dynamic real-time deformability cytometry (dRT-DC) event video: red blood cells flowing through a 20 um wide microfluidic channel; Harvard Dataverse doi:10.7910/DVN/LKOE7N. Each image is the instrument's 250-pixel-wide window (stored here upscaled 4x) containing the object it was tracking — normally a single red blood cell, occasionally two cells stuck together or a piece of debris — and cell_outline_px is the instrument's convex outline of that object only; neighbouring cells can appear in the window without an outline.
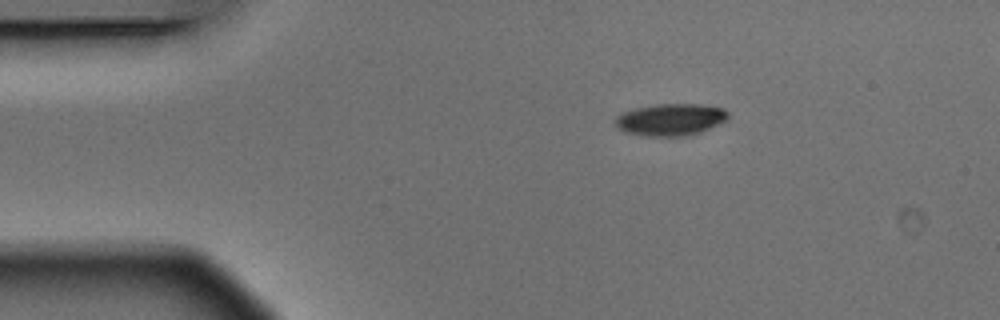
{"species": "Egyptian fruit bat (a non-hibernating species)", "species_latin": "Rousettus aegyptiacus", "temperature_condition": "warm", "stored_images_in_passage": 6, "camera_frame_rate_fps": 3000, "um_per_image_px": 0.085, "animal": {"sex": "male"}, "frame": {"image": 1, "passage_image": 1, "time_ms": 0.0, "image_size_px": [1000, 320], "cell_outline_px": [[728, 120], [700, 132], [684, 136], [648, 136], [628, 132], [616, 128], [616, 116], [624, 112], [636, 108], [656, 104], [700, 104], [724, 108], [728, 112]], "centroid_in_image_um": [57.03, 10.16], "position_along_channel_um": 28.0, "area_um2": 20.92}}
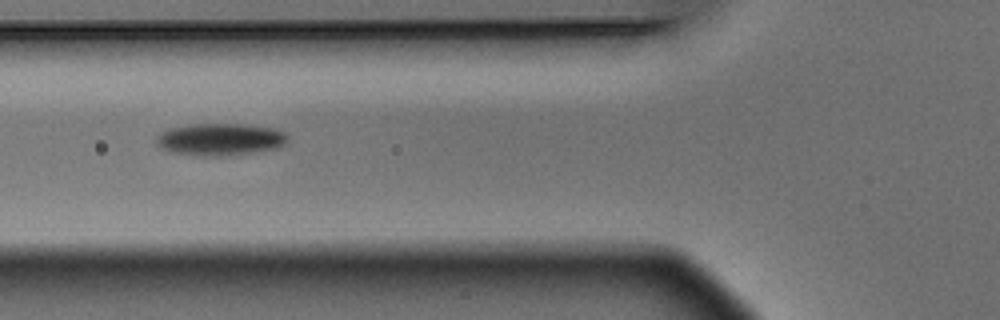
{"frame": {"image": 2, "passage_image": 4, "time_ms": 1.0, "image_size_px": [1000, 320], "cell_outline_px": [[288, 140], [280, 148], [256, 152], [228, 156], [204, 156], [168, 152], [156, 144], [156, 136], [160, 132], [168, 128], [188, 124], [244, 124], [276, 128], [284, 132], [288, 136]], "centroid_in_image_um": [18.72, 11.85], "position_along_channel_um": 107.1, "area_um2": 25.14}}
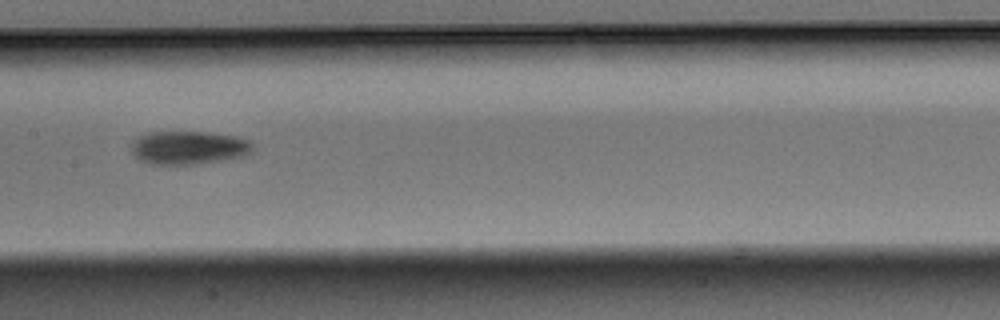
{"frame": {"image": 3, "passage_image": 6, "time_ms": 1.667, "image_size_px": [1000, 320], "cell_outline_px": [[252, 148], [244, 156], [196, 164], [152, 164], [140, 160], [132, 152], [132, 140], [148, 132], [204, 132], [236, 136], [252, 140]], "centroid_in_image_um": [16.02, 12.54], "position_along_channel_um": 191.4, "area_um2": 23.41}}